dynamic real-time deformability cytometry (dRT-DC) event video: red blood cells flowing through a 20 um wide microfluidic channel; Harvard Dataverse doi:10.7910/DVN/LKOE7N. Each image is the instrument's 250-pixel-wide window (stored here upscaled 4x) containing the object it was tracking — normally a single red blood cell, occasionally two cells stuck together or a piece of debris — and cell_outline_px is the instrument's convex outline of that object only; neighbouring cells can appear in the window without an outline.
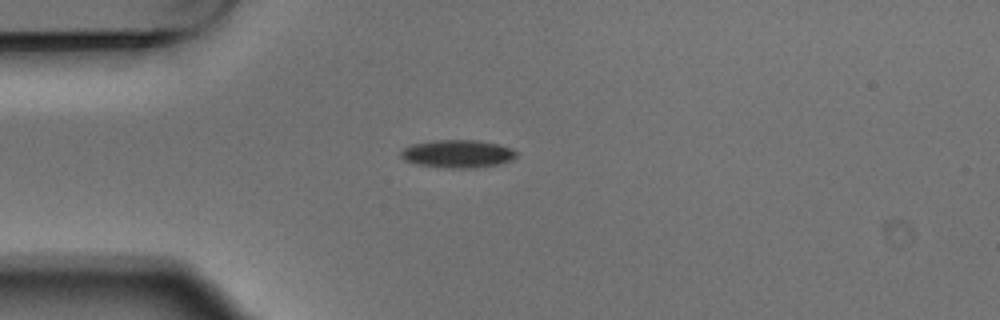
{"species": "Egyptian fruit bat (a non-hibernating species)", "species_latin": "Rousettus aegyptiacus", "temperature_condition": "warm", "stored_images_in_passage": 1, "camera_frame_rate_fps": 3000, "um_per_image_px": 0.085, "animal": {"sex": "male"}, "frame": {"image": 1, "passage_image": 1, "time_ms": 0.0, "image_size_px": [1000, 320], "cell_outline_px": [[520, 152], [512, 160], [500, 164], [472, 168], [448, 168], [416, 164], [404, 160], [400, 156], [400, 152], [404, 148], [412, 144], [432, 140], [476, 140], [500, 144], [512, 148]], "centroid_in_image_um": [38.93, 13.07], "position_along_channel_um": 46.1, "area_um2": 19.02}}